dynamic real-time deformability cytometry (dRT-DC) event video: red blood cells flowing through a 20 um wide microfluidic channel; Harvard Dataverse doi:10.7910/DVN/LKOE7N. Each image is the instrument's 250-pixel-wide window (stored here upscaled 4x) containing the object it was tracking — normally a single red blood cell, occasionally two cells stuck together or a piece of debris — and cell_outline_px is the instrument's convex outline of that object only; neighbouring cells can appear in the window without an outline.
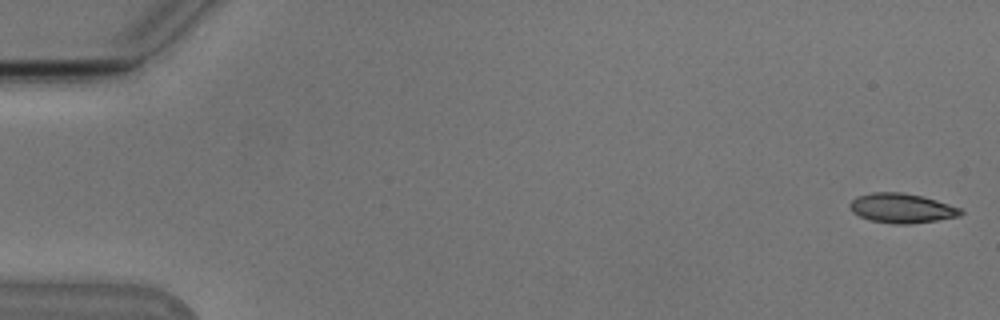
{"species": "Egyptian fruit bat (a non-hibernating species)", "species_latin": "Rousettus aegyptiacus", "temperature_condition": "cold", "stored_images_in_passage": 11, "camera_frame_rate_fps": 3000, "um_per_image_px": 0.085, "animal": {"sex": "male"}, "frame": {"image": 1, "passage_image": 1, "time_ms": 0.0, "image_size_px": [1000, 320], "cell_outline_px": [[964, 212], [960, 216], [936, 220], [908, 224], [892, 224], [868, 220], [852, 212], [848, 208], [848, 204], [856, 196], [872, 192], [900, 192], [920, 196], [936, 200], [960, 208]], "centroid_in_image_um": [76.59, 17.7], "position_along_channel_um": 8.4, "area_um2": 19.13}}